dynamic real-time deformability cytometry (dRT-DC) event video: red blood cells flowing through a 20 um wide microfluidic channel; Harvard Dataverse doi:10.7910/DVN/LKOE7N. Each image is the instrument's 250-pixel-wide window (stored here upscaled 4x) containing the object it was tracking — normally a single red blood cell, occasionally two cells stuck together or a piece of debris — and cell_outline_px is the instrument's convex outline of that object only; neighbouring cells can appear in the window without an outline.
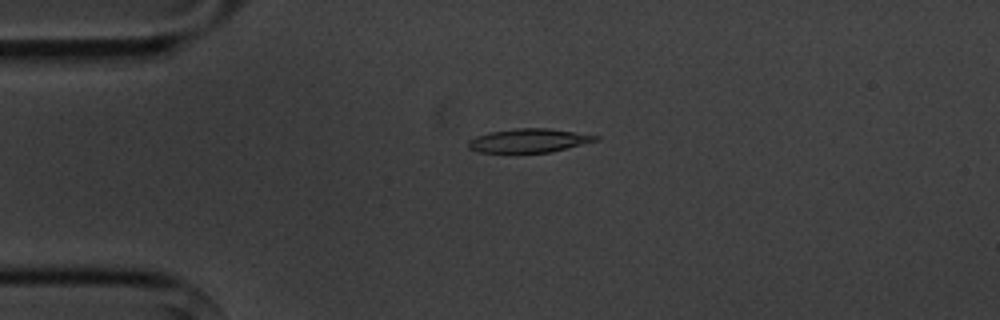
{"species": "common noctule bat (a hibernating species)", "species_latin": "Nyctalus noctula", "temperature_condition": "cold", "stored_images_in_passage": 5, "camera_frame_rate_fps": 3000, "um_per_image_px": 0.085, "animal": {"sex": "male", "body_mass_g": 20.1, "forearm_length_mm": 53.5}, "frame": {"image": 1, "passage_image": 4, "time_ms": 3.667, "image_size_px": [1000, 320], "cell_outline_px": [[600, 140], [552, 152], [476, 152], [468, 148], [468, 140], [476, 136], [488, 132], [516, 128], [548, 128], [576, 132], [600, 136]], "centroid_in_image_um": [44.96, 11.94], "position_along_channel_um": 40.0, "area_um2": 17.74}}